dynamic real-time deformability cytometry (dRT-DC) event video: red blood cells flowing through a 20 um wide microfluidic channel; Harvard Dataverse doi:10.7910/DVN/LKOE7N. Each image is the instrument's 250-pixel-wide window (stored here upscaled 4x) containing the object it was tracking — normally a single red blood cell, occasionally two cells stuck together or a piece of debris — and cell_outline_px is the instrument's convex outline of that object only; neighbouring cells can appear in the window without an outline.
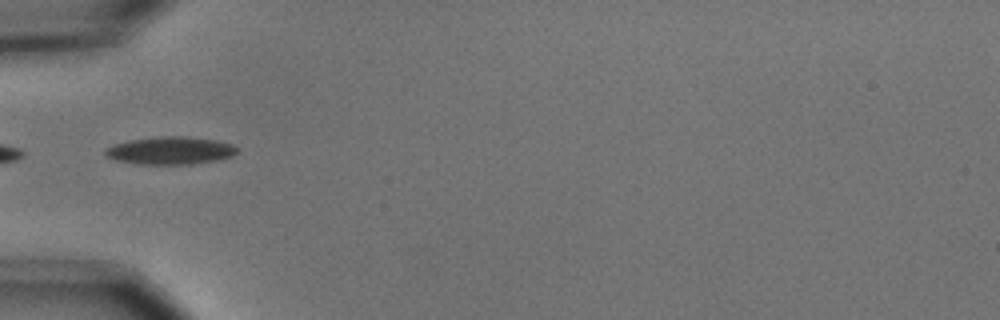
{"species": "common noctule bat (a hibernating species)", "species_latin": "Nyctalus noctula", "temperature_condition": "cold", "stored_images_in_passage": 37, "camera_frame_rate_fps": 3000, "um_per_image_px": 0.085, "animal": {"sex": "male", "body_mass_g": 15.6}, "frame": {"image": 1, "passage_image": 1, "time_ms": 0.0, "image_size_px": [1000, 320], "cell_outline_px": [[236, 152], [232, 156], [216, 160], [192, 164], [136, 164], [112, 160], [104, 156], [104, 148], [112, 144], [128, 140], [160, 136], [184, 136], [216, 140], [232, 144], [236, 148]], "centroid_in_image_um": [14.38, 12.8], "position_along_channel_um": 70.6, "area_um2": 21.5}}
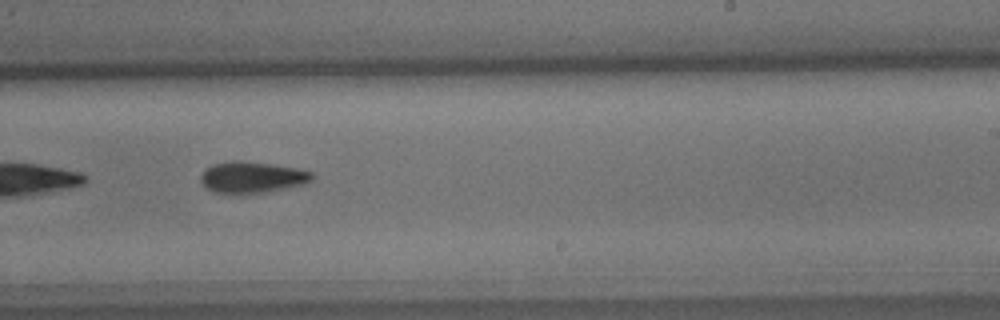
{"frame": {"image": 2, "passage_image": 17, "time_ms": 5.333, "image_size_px": [1000, 320], "cell_outline_px": [[312, 180], [304, 184], [268, 192], [216, 192], [208, 188], [200, 180], [200, 176], [212, 164], [232, 160], [240, 160], [272, 164], [296, 168], [312, 172]], "centroid_in_image_um": [21.45, 15.04], "position_along_channel_um": 267.5, "area_um2": 19.88}}
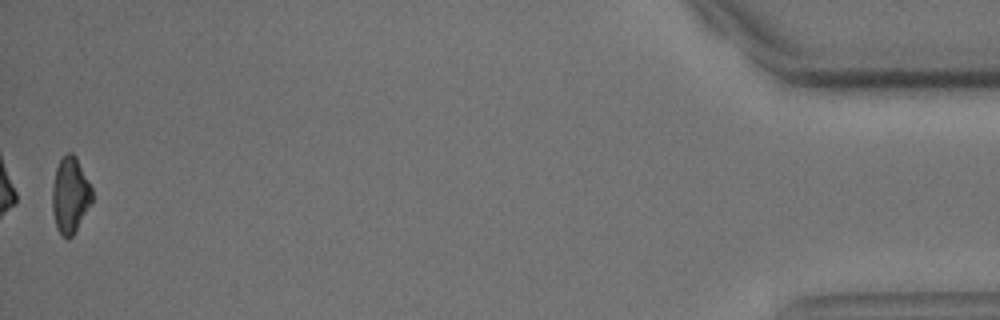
{"frame": {"image": 3, "passage_image": 37, "time_ms": 12.0, "image_size_px": [1000, 320], "cell_outline_px": [[92, 200], [72, 236], [68, 240], [56, 228], [52, 212], [52, 188], [56, 168], [60, 160], [68, 152], [72, 152], [76, 156], [92, 188]], "centroid_in_image_um": [5.95, 16.57], "position_along_channel_um": 429.3, "area_um2": 17.4}, "authors_computed_cell_mechanics": {"area_um2": 19.363, "velocity_mm_per_s": 3.6882, "shape_relaxation_time_tau1_ms": 3.3304, "shape_relaxation_time_tau2_ms": null, "deformation_change_tau1": 0.1209, "deformation_change_tau2": null}}